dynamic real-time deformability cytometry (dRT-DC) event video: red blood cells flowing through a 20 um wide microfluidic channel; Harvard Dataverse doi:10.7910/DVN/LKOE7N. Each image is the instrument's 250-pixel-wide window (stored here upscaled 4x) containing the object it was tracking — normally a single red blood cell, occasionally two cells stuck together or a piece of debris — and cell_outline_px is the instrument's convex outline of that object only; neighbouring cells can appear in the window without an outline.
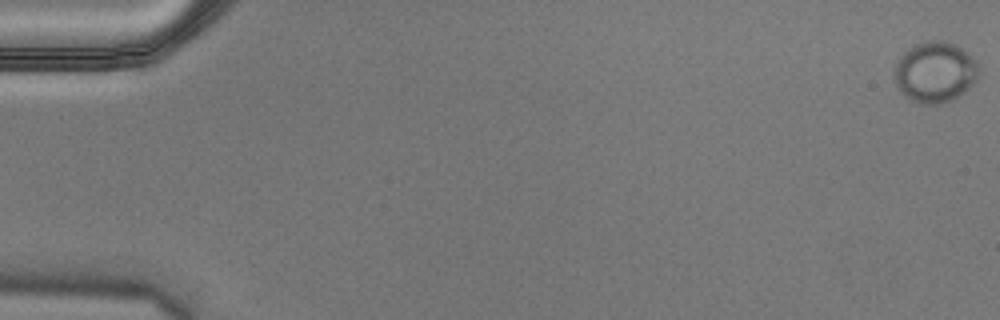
{"species": "Egyptian fruit bat (a non-hibernating species)", "species_latin": "Rousettus aegyptiacus", "temperature_condition": "cold", "stored_images_in_passage": 56, "camera_frame_rate_fps": 3000, "um_per_image_px": 0.085, "animal": {"sex": "male"}, "frame": {"image": 1, "passage_image": 1, "time_ms": 0.0, "image_size_px": [1000, 320], "cell_outline_px": [[980, 68], [976, 80], [964, 92], [952, 100], [944, 104], [920, 104], [908, 100], [900, 92], [892, 76], [896, 60], [908, 48], [924, 40], [944, 40], [956, 44], [968, 52], [980, 64]], "centroid_in_image_um": [79.46, 6.13], "position_along_channel_um": 5.5, "area_um2": 30.75}}
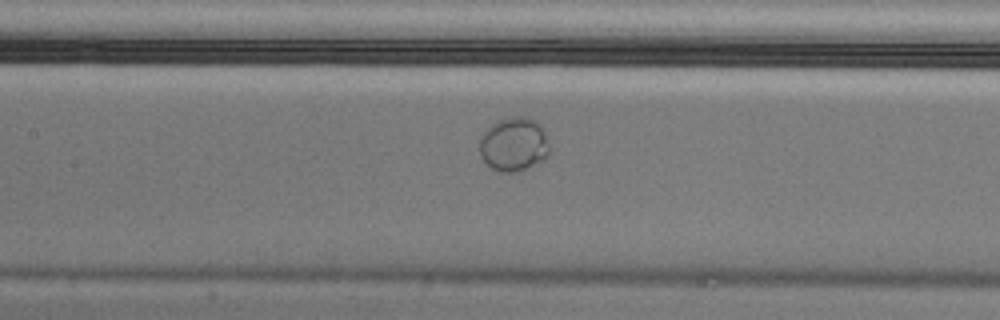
{"frame": {"image": 2, "passage_image": 27, "time_ms": 8.667, "image_size_px": [1000, 320], "cell_outline_px": [[548, 156], [544, 160], [516, 172], [500, 172], [492, 168], [480, 156], [480, 140], [484, 132], [496, 120], [512, 116], [524, 116], [536, 120], [540, 124], [544, 132], [548, 144]], "centroid_in_image_um": [43.67, 12.25], "position_along_channel_um": 163.7, "area_um2": 21.91}}
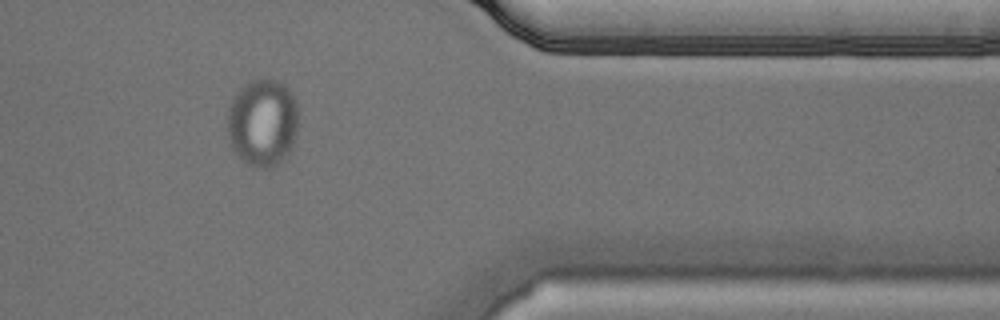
{"frame": {"image": 3, "passage_image": 47, "time_ms": 15.333, "image_size_px": [1000, 320], "cell_outline_px": [[296, 132], [292, 144], [284, 160], [276, 168], [264, 168], [248, 164], [232, 152], [228, 140], [228, 108], [232, 100], [240, 88], [244, 84], [252, 80], [264, 76], [280, 80], [288, 88], [296, 100]], "centroid_in_image_um": [22.3, 10.41], "position_along_channel_um": 389.1, "area_um2": 36.76}, "authors_computed_cell_mechanics": {"area_um2": 28.6977, "velocity_mm_per_s": 3.6215, "shape_relaxation_time_tau1_ms": 1.7605, "shape_relaxation_time_tau2_ms": null, "deformation_change_tau1": 0.0311, "deformation_change_tau2": null}}